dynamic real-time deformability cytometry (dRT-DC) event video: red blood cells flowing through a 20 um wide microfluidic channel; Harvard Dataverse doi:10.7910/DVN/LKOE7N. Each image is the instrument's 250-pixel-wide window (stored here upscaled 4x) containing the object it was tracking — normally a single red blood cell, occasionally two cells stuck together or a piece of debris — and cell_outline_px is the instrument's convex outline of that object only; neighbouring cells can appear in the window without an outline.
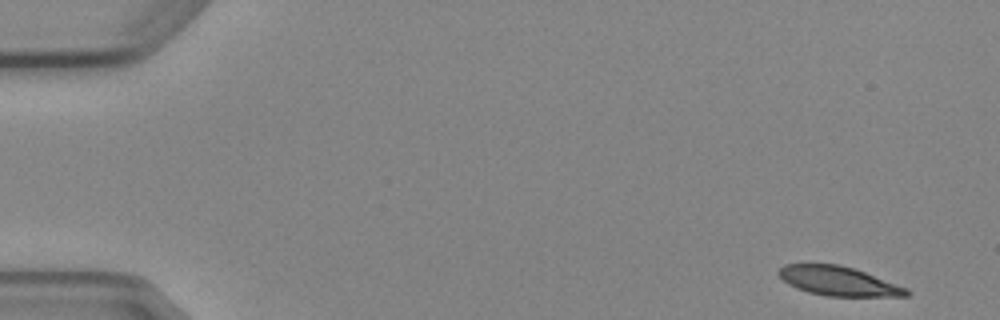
{"species": "Egyptian fruit bat (a non-hibernating species)", "species_latin": "Rousettus aegyptiacus", "temperature_condition": "cold", "stored_images_in_passage": 7, "camera_frame_rate_fps": 3000, "um_per_image_px": 0.085, "animal": {"sex": "female"}, "frame": {"image": 1, "passage_image": 1, "time_ms": 0.0, "image_size_px": [1000, 320], "cell_outline_px": [[912, 292], [908, 296], [828, 296], [808, 292], [796, 288], [788, 284], [776, 272], [784, 264], [840, 264], [864, 272], [908, 288]], "centroid_in_image_um": [71.27, 23.89], "position_along_channel_um": 13.7, "area_um2": 21.68}}
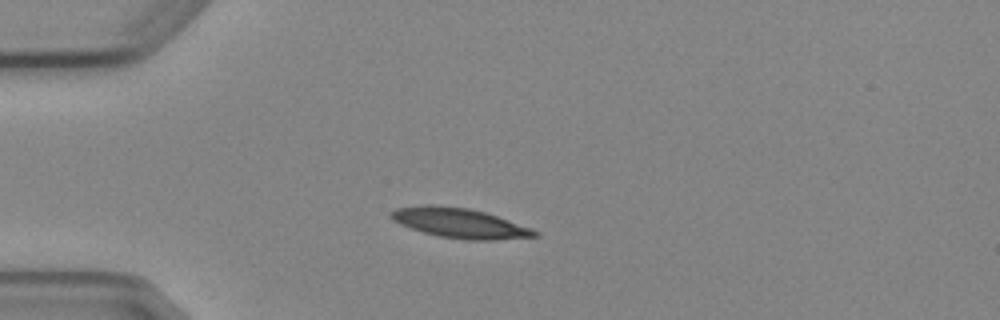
{"frame": {"image": 2, "passage_image": 4, "time_ms": 3.667, "image_size_px": [1000, 320], "cell_outline_px": [[540, 236], [492, 240], [468, 240], [440, 236], [424, 232], [400, 224], [392, 220], [388, 216], [388, 212], [396, 208], [424, 204], [432, 204], [468, 208], [484, 212], [532, 228], [540, 232]], "centroid_in_image_um": [39.05, 18.95], "position_along_channel_um": 45.9, "area_um2": 24.97}}
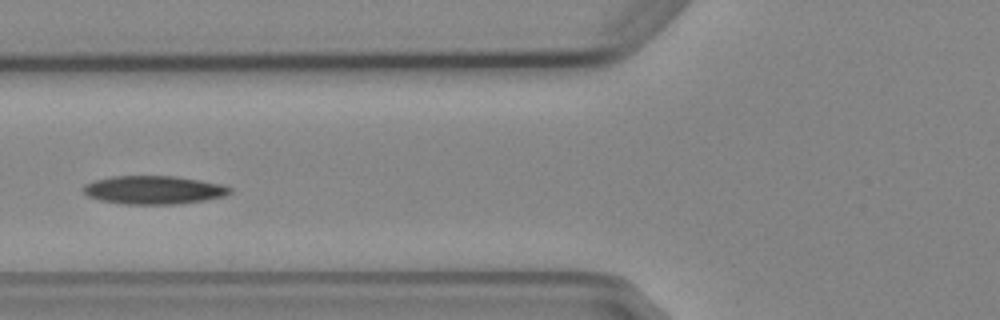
{"frame": {"image": 3, "passage_image": 6, "time_ms": 6.0, "image_size_px": [1000, 320], "cell_outline_px": [[232, 192], [224, 196], [204, 200], [180, 204], [124, 204], [100, 200], [88, 196], [80, 188], [84, 184], [92, 180], [112, 176], [176, 176], [224, 184], [232, 188]], "centroid_in_image_um": [13.05, 16.14], "position_along_channel_um": 112.7, "area_um2": 24.51}}